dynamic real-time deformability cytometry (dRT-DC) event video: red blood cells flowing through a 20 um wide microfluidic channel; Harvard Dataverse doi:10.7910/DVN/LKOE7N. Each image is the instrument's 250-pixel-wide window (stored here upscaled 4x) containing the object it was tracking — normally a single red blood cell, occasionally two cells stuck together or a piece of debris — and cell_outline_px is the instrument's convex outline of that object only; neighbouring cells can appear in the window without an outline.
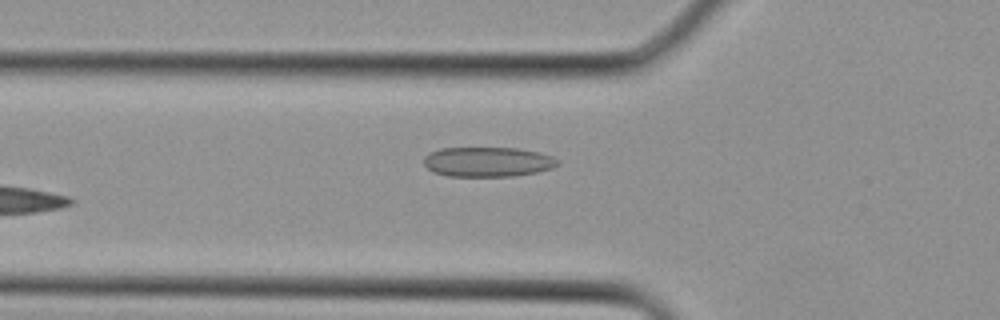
{"species": "Egyptian fruit bat (a non-hibernating species)", "species_latin": "Rousettus aegyptiacus", "temperature_condition": "cold", "stored_images_in_passage": 4, "camera_frame_rate_fps": 3000, "um_per_image_px": 0.085, "animal": {"sex": "female"}, "frame": {"image": 1, "passage_image": 4, "time_ms": 1.0, "image_size_px": [1000, 320], "cell_outline_px": [[560, 164], [552, 168], [536, 172], [512, 176], [448, 176], [432, 172], [424, 164], [424, 156], [440, 148], [516, 148], [536, 152], [552, 156], [560, 160]], "centroid_in_image_um": [41.46, 13.76], "position_along_channel_um": 84.3, "area_um2": 23.18}}